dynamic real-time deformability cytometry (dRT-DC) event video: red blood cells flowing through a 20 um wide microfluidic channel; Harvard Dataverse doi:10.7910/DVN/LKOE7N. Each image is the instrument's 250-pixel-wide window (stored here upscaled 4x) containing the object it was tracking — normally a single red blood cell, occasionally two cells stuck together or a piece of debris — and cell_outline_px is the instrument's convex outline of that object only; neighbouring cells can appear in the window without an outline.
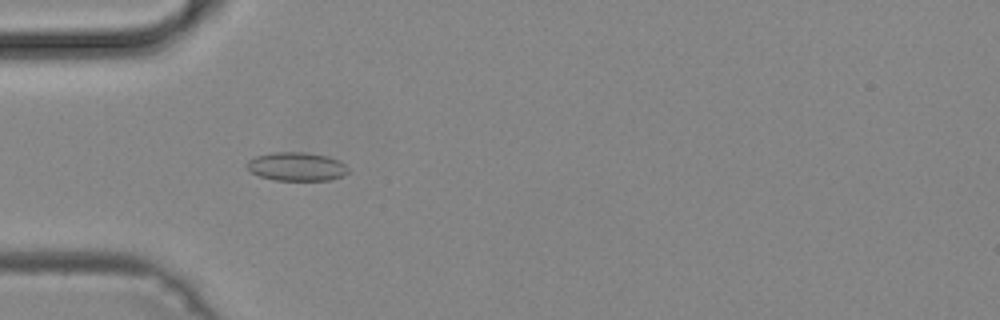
{"species": "common noctule bat (a hibernating species)", "species_latin": "Nyctalus noctula", "temperature_condition": "cold", "stored_images_in_passage": 17, "camera_frame_rate_fps": 3000, "um_per_image_px": 0.085, "animal": {"sex": "male", "body_mass_g": 19.2, "forearm_length_mm": 51.8}, "frame": {"image": 1, "passage_image": 4, "time_ms": 1.0, "image_size_px": [1000, 320], "cell_outline_px": [[348, 172], [344, 176], [328, 180], [272, 180], [260, 176], [252, 172], [248, 168], [248, 160], [256, 156], [272, 152], [304, 152], [328, 156], [340, 160], [348, 168]], "centroid_in_image_um": [25.24, 14.15], "position_along_channel_um": 59.8, "area_um2": 16.88}}
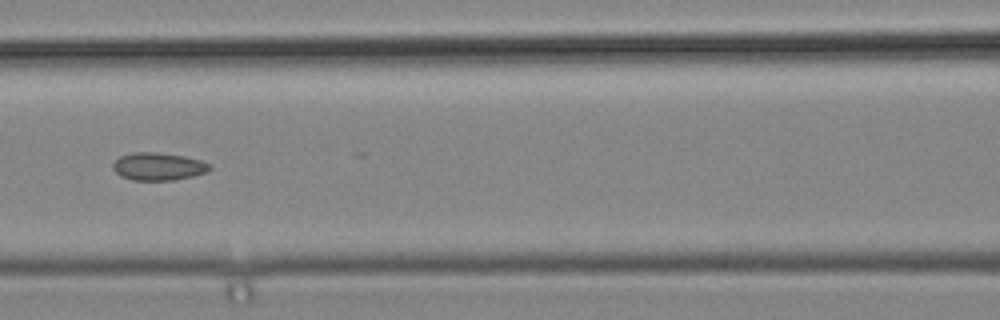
{"frame": {"image": 2, "passage_image": 11, "time_ms": 3.333, "image_size_px": [1000, 320], "cell_outline_px": [[212, 168], [208, 172], [176, 180], [132, 180], [120, 176], [112, 168], [112, 164], [120, 156], [132, 152], [156, 152], [184, 156], [200, 160], [212, 164]], "centroid_in_image_um": [13.47, 14.15], "position_along_channel_um": 153.1, "area_um2": 15.78}}
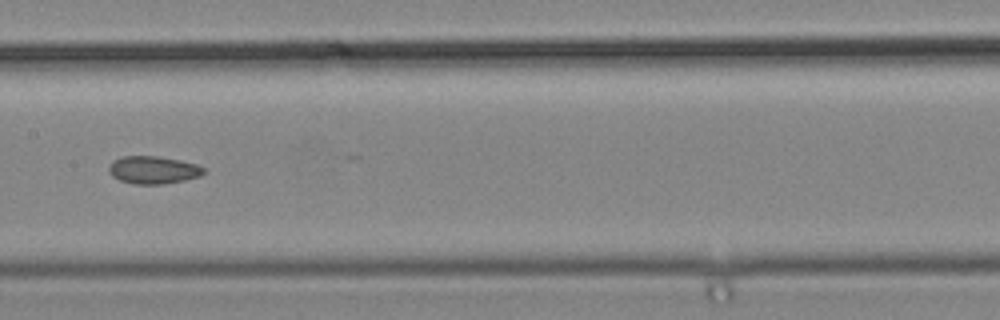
{"frame": {"image": 3, "passage_image": 14, "time_ms": 4.333, "image_size_px": [1000, 320], "cell_outline_px": [[204, 172], [200, 176], [184, 180], [160, 184], [136, 184], [120, 180], [112, 176], [108, 172], [108, 168], [112, 160], [124, 156], [160, 156], [180, 160], [196, 164], [204, 168]], "centroid_in_image_um": [13.0, 14.43], "position_along_channel_um": 194.4, "area_um2": 15.26}}